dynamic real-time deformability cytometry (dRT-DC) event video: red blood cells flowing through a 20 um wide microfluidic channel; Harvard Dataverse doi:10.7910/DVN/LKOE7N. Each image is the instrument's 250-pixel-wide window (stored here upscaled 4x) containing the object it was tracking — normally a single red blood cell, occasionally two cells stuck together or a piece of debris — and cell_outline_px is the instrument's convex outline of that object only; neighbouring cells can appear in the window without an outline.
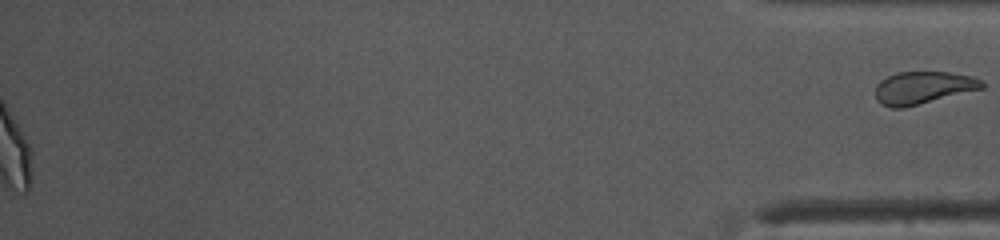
{"species": "common noctule bat (a hibernating species)", "species_latin": "Nyctalus noctula", "temperature_condition": "warm", "stored_images_in_passage": 38, "segment_of_instrument_passage": [2, 2], "camera_frame_rate_fps": 3000, "um_per_image_px": 0.085, "animal": {"sex": "female", "body_mass_g": 10.0, "forearm_length_mm": 53.1}, "frame": {"image": 1, "passage_image": 38, "time_ms": 12.333, "image_size_px": [1000, 240], "cell_outline_px": [[984, 88], [904, 108], [892, 108], [880, 104], [876, 100], [876, 84], [880, 80], [896, 72], [948, 72], [972, 76], [984, 80]], "centroid_in_image_um": [78.46, 7.46], "position_along_channel_um": 356.7, "area_um2": 20.35}}